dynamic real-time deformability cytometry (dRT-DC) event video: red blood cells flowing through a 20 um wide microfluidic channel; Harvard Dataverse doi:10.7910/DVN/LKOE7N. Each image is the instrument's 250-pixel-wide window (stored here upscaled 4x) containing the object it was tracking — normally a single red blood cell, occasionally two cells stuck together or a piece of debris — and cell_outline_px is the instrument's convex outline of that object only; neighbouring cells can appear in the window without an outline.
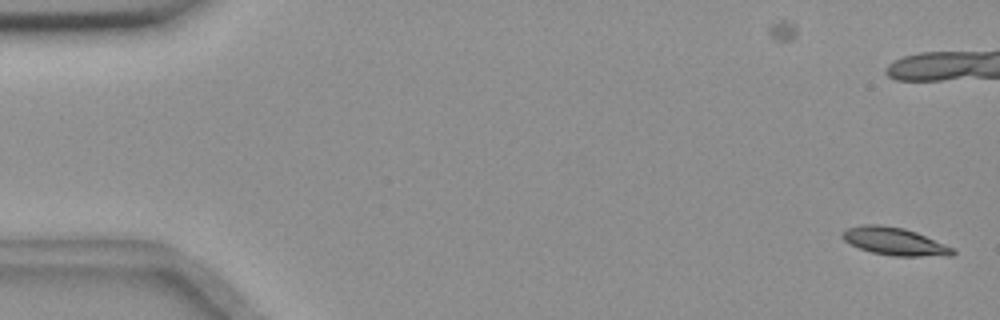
{"species": "common noctule bat (a hibernating species)", "species_latin": "Nyctalus noctula", "temperature_condition": "room temperature", "stored_images_in_passage": 57, "camera_frame_rate_fps": 3000, "um_per_image_px": 0.085, "animal": {"sex": "female", "body_mass_g": 18.4}, "frame": {"image": 1, "passage_image": 1, "time_ms": 0.0, "image_size_px": [1000, 320], "cell_outline_px": [[956, 252], [952, 256], [892, 256], [872, 252], [860, 248], [844, 240], [840, 236], [840, 232], [848, 228], [864, 224], [880, 224], [904, 228], [916, 232], [952, 248]], "centroid_in_image_um": [76.01, 20.51], "position_along_channel_um": 9.0, "area_um2": 17.69}, "authors_computed_cell_mechanics": {"area_um2": 18.2648, "velocity_mm_per_s": 3.6085, "shape_relaxation_time_tau1_ms": 2.9967, "shape_relaxation_time_tau2_ms": null, "deformation_change_tau1": 0.1187, "deformation_change_tau2": null}}